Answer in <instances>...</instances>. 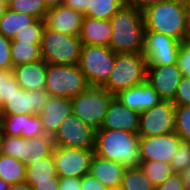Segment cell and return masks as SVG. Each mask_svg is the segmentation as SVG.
Returning a JSON list of instances; mask_svg holds the SVG:
<instances>
[{"instance_id": "obj_1", "label": "cell", "mask_w": 190, "mask_h": 190, "mask_svg": "<svg viewBox=\"0 0 190 190\" xmlns=\"http://www.w3.org/2000/svg\"><path fill=\"white\" fill-rule=\"evenodd\" d=\"M145 31H153L178 41L190 38V16L183 0H166L143 11Z\"/></svg>"}, {"instance_id": "obj_2", "label": "cell", "mask_w": 190, "mask_h": 190, "mask_svg": "<svg viewBox=\"0 0 190 190\" xmlns=\"http://www.w3.org/2000/svg\"><path fill=\"white\" fill-rule=\"evenodd\" d=\"M112 37L109 48L117 54H139L144 47L143 12L127 2L110 19Z\"/></svg>"}, {"instance_id": "obj_3", "label": "cell", "mask_w": 190, "mask_h": 190, "mask_svg": "<svg viewBox=\"0 0 190 190\" xmlns=\"http://www.w3.org/2000/svg\"><path fill=\"white\" fill-rule=\"evenodd\" d=\"M137 133L125 130H96L94 154L125 168L139 167L141 164Z\"/></svg>"}, {"instance_id": "obj_4", "label": "cell", "mask_w": 190, "mask_h": 190, "mask_svg": "<svg viewBox=\"0 0 190 190\" xmlns=\"http://www.w3.org/2000/svg\"><path fill=\"white\" fill-rule=\"evenodd\" d=\"M147 63L142 53L117 54L107 82L102 86L112 95L146 81Z\"/></svg>"}, {"instance_id": "obj_5", "label": "cell", "mask_w": 190, "mask_h": 190, "mask_svg": "<svg viewBox=\"0 0 190 190\" xmlns=\"http://www.w3.org/2000/svg\"><path fill=\"white\" fill-rule=\"evenodd\" d=\"M80 36H72L48 29L42 34L41 59L47 64L78 65L82 49Z\"/></svg>"}, {"instance_id": "obj_6", "label": "cell", "mask_w": 190, "mask_h": 190, "mask_svg": "<svg viewBox=\"0 0 190 190\" xmlns=\"http://www.w3.org/2000/svg\"><path fill=\"white\" fill-rule=\"evenodd\" d=\"M89 86L78 65L47 64L45 90L49 96L72 99Z\"/></svg>"}, {"instance_id": "obj_7", "label": "cell", "mask_w": 190, "mask_h": 190, "mask_svg": "<svg viewBox=\"0 0 190 190\" xmlns=\"http://www.w3.org/2000/svg\"><path fill=\"white\" fill-rule=\"evenodd\" d=\"M114 97L103 87L89 86L84 92L71 99L73 114L93 129L99 130Z\"/></svg>"}, {"instance_id": "obj_8", "label": "cell", "mask_w": 190, "mask_h": 190, "mask_svg": "<svg viewBox=\"0 0 190 190\" xmlns=\"http://www.w3.org/2000/svg\"><path fill=\"white\" fill-rule=\"evenodd\" d=\"M115 58L116 53L109 47L83 45L78 66L90 86L102 87L110 77Z\"/></svg>"}, {"instance_id": "obj_9", "label": "cell", "mask_w": 190, "mask_h": 190, "mask_svg": "<svg viewBox=\"0 0 190 190\" xmlns=\"http://www.w3.org/2000/svg\"><path fill=\"white\" fill-rule=\"evenodd\" d=\"M176 106L172 101H161L139 113L138 135L158 136L175 132Z\"/></svg>"}, {"instance_id": "obj_10", "label": "cell", "mask_w": 190, "mask_h": 190, "mask_svg": "<svg viewBox=\"0 0 190 190\" xmlns=\"http://www.w3.org/2000/svg\"><path fill=\"white\" fill-rule=\"evenodd\" d=\"M95 132L90 125L75 114H70L61 123L52 137L54 146L72 147L94 151Z\"/></svg>"}, {"instance_id": "obj_11", "label": "cell", "mask_w": 190, "mask_h": 190, "mask_svg": "<svg viewBox=\"0 0 190 190\" xmlns=\"http://www.w3.org/2000/svg\"><path fill=\"white\" fill-rule=\"evenodd\" d=\"M180 41L153 31H145L142 54L147 67L177 64Z\"/></svg>"}, {"instance_id": "obj_12", "label": "cell", "mask_w": 190, "mask_h": 190, "mask_svg": "<svg viewBox=\"0 0 190 190\" xmlns=\"http://www.w3.org/2000/svg\"><path fill=\"white\" fill-rule=\"evenodd\" d=\"M52 154L58 177L82 178L89 174L94 151L54 146Z\"/></svg>"}, {"instance_id": "obj_13", "label": "cell", "mask_w": 190, "mask_h": 190, "mask_svg": "<svg viewBox=\"0 0 190 190\" xmlns=\"http://www.w3.org/2000/svg\"><path fill=\"white\" fill-rule=\"evenodd\" d=\"M182 140L175 133L140 137L139 152L141 162L159 161L170 164Z\"/></svg>"}, {"instance_id": "obj_14", "label": "cell", "mask_w": 190, "mask_h": 190, "mask_svg": "<svg viewBox=\"0 0 190 190\" xmlns=\"http://www.w3.org/2000/svg\"><path fill=\"white\" fill-rule=\"evenodd\" d=\"M181 79L177 64L147 67L146 80L163 101H173Z\"/></svg>"}, {"instance_id": "obj_15", "label": "cell", "mask_w": 190, "mask_h": 190, "mask_svg": "<svg viewBox=\"0 0 190 190\" xmlns=\"http://www.w3.org/2000/svg\"><path fill=\"white\" fill-rule=\"evenodd\" d=\"M49 98L44 90L19 89L1 107L0 114L38 115Z\"/></svg>"}, {"instance_id": "obj_16", "label": "cell", "mask_w": 190, "mask_h": 190, "mask_svg": "<svg viewBox=\"0 0 190 190\" xmlns=\"http://www.w3.org/2000/svg\"><path fill=\"white\" fill-rule=\"evenodd\" d=\"M84 15L65 5L48 8L44 17L45 26L56 32L80 36Z\"/></svg>"}, {"instance_id": "obj_17", "label": "cell", "mask_w": 190, "mask_h": 190, "mask_svg": "<svg viewBox=\"0 0 190 190\" xmlns=\"http://www.w3.org/2000/svg\"><path fill=\"white\" fill-rule=\"evenodd\" d=\"M4 134L32 138L45 135L39 115L0 114Z\"/></svg>"}, {"instance_id": "obj_18", "label": "cell", "mask_w": 190, "mask_h": 190, "mask_svg": "<svg viewBox=\"0 0 190 190\" xmlns=\"http://www.w3.org/2000/svg\"><path fill=\"white\" fill-rule=\"evenodd\" d=\"M73 114V102L65 97L49 96L47 102L38 114L45 135L54 136L60 126V123Z\"/></svg>"}, {"instance_id": "obj_19", "label": "cell", "mask_w": 190, "mask_h": 190, "mask_svg": "<svg viewBox=\"0 0 190 190\" xmlns=\"http://www.w3.org/2000/svg\"><path fill=\"white\" fill-rule=\"evenodd\" d=\"M139 112L131 110L114 97L99 130H125L138 133Z\"/></svg>"}, {"instance_id": "obj_20", "label": "cell", "mask_w": 190, "mask_h": 190, "mask_svg": "<svg viewBox=\"0 0 190 190\" xmlns=\"http://www.w3.org/2000/svg\"><path fill=\"white\" fill-rule=\"evenodd\" d=\"M115 97L123 105L139 113L152 108L162 101L147 80L140 85L120 91Z\"/></svg>"}, {"instance_id": "obj_21", "label": "cell", "mask_w": 190, "mask_h": 190, "mask_svg": "<svg viewBox=\"0 0 190 190\" xmlns=\"http://www.w3.org/2000/svg\"><path fill=\"white\" fill-rule=\"evenodd\" d=\"M14 78L21 89L44 90L46 86L47 63L42 59L12 68Z\"/></svg>"}, {"instance_id": "obj_22", "label": "cell", "mask_w": 190, "mask_h": 190, "mask_svg": "<svg viewBox=\"0 0 190 190\" xmlns=\"http://www.w3.org/2000/svg\"><path fill=\"white\" fill-rule=\"evenodd\" d=\"M125 169L119 162L104 159L94 154L89 174L98 179L106 188H116L121 186Z\"/></svg>"}, {"instance_id": "obj_23", "label": "cell", "mask_w": 190, "mask_h": 190, "mask_svg": "<svg viewBox=\"0 0 190 190\" xmlns=\"http://www.w3.org/2000/svg\"><path fill=\"white\" fill-rule=\"evenodd\" d=\"M110 20L83 18L80 40L83 45H99L109 47L112 37Z\"/></svg>"}, {"instance_id": "obj_24", "label": "cell", "mask_w": 190, "mask_h": 190, "mask_svg": "<svg viewBox=\"0 0 190 190\" xmlns=\"http://www.w3.org/2000/svg\"><path fill=\"white\" fill-rule=\"evenodd\" d=\"M51 178H59L56 173L53 154L38 160H29L26 164L25 182L32 186L35 182L51 181Z\"/></svg>"}, {"instance_id": "obj_25", "label": "cell", "mask_w": 190, "mask_h": 190, "mask_svg": "<svg viewBox=\"0 0 190 190\" xmlns=\"http://www.w3.org/2000/svg\"><path fill=\"white\" fill-rule=\"evenodd\" d=\"M36 20L31 15L19 13L7 7L0 17V33L12 40L17 32L27 28L28 25H31Z\"/></svg>"}, {"instance_id": "obj_26", "label": "cell", "mask_w": 190, "mask_h": 190, "mask_svg": "<svg viewBox=\"0 0 190 190\" xmlns=\"http://www.w3.org/2000/svg\"><path fill=\"white\" fill-rule=\"evenodd\" d=\"M0 178L9 184H19L26 180V165L5 154L0 153Z\"/></svg>"}, {"instance_id": "obj_27", "label": "cell", "mask_w": 190, "mask_h": 190, "mask_svg": "<svg viewBox=\"0 0 190 190\" xmlns=\"http://www.w3.org/2000/svg\"><path fill=\"white\" fill-rule=\"evenodd\" d=\"M41 44L11 41V59L13 67L41 60Z\"/></svg>"}, {"instance_id": "obj_28", "label": "cell", "mask_w": 190, "mask_h": 190, "mask_svg": "<svg viewBox=\"0 0 190 190\" xmlns=\"http://www.w3.org/2000/svg\"><path fill=\"white\" fill-rule=\"evenodd\" d=\"M126 3V0H88L85 17L110 20L113 15Z\"/></svg>"}, {"instance_id": "obj_29", "label": "cell", "mask_w": 190, "mask_h": 190, "mask_svg": "<svg viewBox=\"0 0 190 190\" xmlns=\"http://www.w3.org/2000/svg\"><path fill=\"white\" fill-rule=\"evenodd\" d=\"M1 153L11 156L26 165L30 158L28 155V138L4 134Z\"/></svg>"}, {"instance_id": "obj_30", "label": "cell", "mask_w": 190, "mask_h": 190, "mask_svg": "<svg viewBox=\"0 0 190 190\" xmlns=\"http://www.w3.org/2000/svg\"><path fill=\"white\" fill-rule=\"evenodd\" d=\"M120 188L121 190H155L140 167L125 169Z\"/></svg>"}, {"instance_id": "obj_31", "label": "cell", "mask_w": 190, "mask_h": 190, "mask_svg": "<svg viewBox=\"0 0 190 190\" xmlns=\"http://www.w3.org/2000/svg\"><path fill=\"white\" fill-rule=\"evenodd\" d=\"M139 167L154 187L162 184L172 173L170 164L159 161L141 162Z\"/></svg>"}, {"instance_id": "obj_32", "label": "cell", "mask_w": 190, "mask_h": 190, "mask_svg": "<svg viewBox=\"0 0 190 190\" xmlns=\"http://www.w3.org/2000/svg\"><path fill=\"white\" fill-rule=\"evenodd\" d=\"M54 148L53 138L49 135L28 138L29 160L46 158L52 154Z\"/></svg>"}, {"instance_id": "obj_33", "label": "cell", "mask_w": 190, "mask_h": 190, "mask_svg": "<svg viewBox=\"0 0 190 190\" xmlns=\"http://www.w3.org/2000/svg\"><path fill=\"white\" fill-rule=\"evenodd\" d=\"M9 9L44 20L48 7L45 0H13Z\"/></svg>"}, {"instance_id": "obj_34", "label": "cell", "mask_w": 190, "mask_h": 190, "mask_svg": "<svg viewBox=\"0 0 190 190\" xmlns=\"http://www.w3.org/2000/svg\"><path fill=\"white\" fill-rule=\"evenodd\" d=\"M44 28V20L37 19L31 25H28L27 28L17 32L11 41H18L30 44H41Z\"/></svg>"}, {"instance_id": "obj_35", "label": "cell", "mask_w": 190, "mask_h": 190, "mask_svg": "<svg viewBox=\"0 0 190 190\" xmlns=\"http://www.w3.org/2000/svg\"><path fill=\"white\" fill-rule=\"evenodd\" d=\"M175 133L182 142L190 143V105L176 106Z\"/></svg>"}, {"instance_id": "obj_36", "label": "cell", "mask_w": 190, "mask_h": 190, "mask_svg": "<svg viewBox=\"0 0 190 190\" xmlns=\"http://www.w3.org/2000/svg\"><path fill=\"white\" fill-rule=\"evenodd\" d=\"M19 89L12 69L0 70V107Z\"/></svg>"}, {"instance_id": "obj_37", "label": "cell", "mask_w": 190, "mask_h": 190, "mask_svg": "<svg viewBox=\"0 0 190 190\" xmlns=\"http://www.w3.org/2000/svg\"><path fill=\"white\" fill-rule=\"evenodd\" d=\"M190 165V143L181 142L174 153L170 168L172 173H181Z\"/></svg>"}, {"instance_id": "obj_38", "label": "cell", "mask_w": 190, "mask_h": 190, "mask_svg": "<svg viewBox=\"0 0 190 190\" xmlns=\"http://www.w3.org/2000/svg\"><path fill=\"white\" fill-rule=\"evenodd\" d=\"M177 65L182 73V77L190 78V38L180 42Z\"/></svg>"}, {"instance_id": "obj_39", "label": "cell", "mask_w": 190, "mask_h": 190, "mask_svg": "<svg viewBox=\"0 0 190 190\" xmlns=\"http://www.w3.org/2000/svg\"><path fill=\"white\" fill-rule=\"evenodd\" d=\"M13 68L11 59V39L0 33V70Z\"/></svg>"}, {"instance_id": "obj_40", "label": "cell", "mask_w": 190, "mask_h": 190, "mask_svg": "<svg viewBox=\"0 0 190 190\" xmlns=\"http://www.w3.org/2000/svg\"><path fill=\"white\" fill-rule=\"evenodd\" d=\"M175 106L190 105V78L182 77L172 101Z\"/></svg>"}, {"instance_id": "obj_41", "label": "cell", "mask_w": 190, "mask_h": 190, "mask_svg": "<svg viewBox=\"0 0 190 190\" xmlns=\"http://www.w3.org/2000/svg\"><path fill=\"white\" fill-rule=\"evenodd\" d=\"M155 190H186L185 184L180 173H171V175Z\"/></svg>"}, {"instance_id": "obj_42", "label": "cell", "mask_w": 190, "mask_h": 190, "mask_svg": "<svg viewBox=\"0 0 190 190\" xmlns=\"http://www.w3.org/2000/svg\"><path fill=\"white\" fill-rule=\"evenodd\" d=\"M107 188L90 174L81 178V190H106Z\"/></svg>"}, {"instance_id": "obj_43", "label": "cell", "mask_w": 190, "mask_h": 190, "mask_svg": "<svg viewBox=\"0 0 190 190\" xmlns=\"http://www.w3.org/2000/svg\"><path fill=\"white\" fill-rule=\"evenodd\" d=\"M59 190H81V178L59 177Z\"/></svg>"}, {"instance_id": "obj_44", "label": "cell", "mask_w": 190, "mask_h": 190, "mask_svg": "<svg viewBox=\"0 0 190 190\" xmlns=\"http://www.w3.org/2000/svg\"><path fill=\"white\" fill-rule=\"evenodd\" d=\"M33 190H59V178H51V181L35 182Z\"/></svg>"}, {"instance_id": "obj_45", "label": "cell", "mask_w": 190, "mask_h": 190, "mask_svg": "<svg viewBox=\"0 0 190 190\" xmlns=\"http://www.w3.org/2000/svg\"><path fill=\"white\" fill-rule=\"evenodd\" d=\"M163 1H166V0H126V2L129 5L134 6L137 10L141 12Z\"/></svg>"}, {"instance_id": "obj_46", "label": "cell", "mask_w": 190, "mask_h": 190, "mask_svg": "<svg viewBox=\"0 0 190 190\" xmlns=\"http://www.w3.org/2000/svg\"><path fill=\"white\" fill-rule=\"evenodd\" d=\"M64 5L84 14L88 8V0H65Z\"/></svg>"}, {"instance_id": "obj_47", "label": "cell", "mask_w": 190, "mask_h": 190, "mask_svg": "<svg viewBox=\"0 0 190 190\" xmlns=\"http://www.w3.org/2000/svg\"><path fill=\"white\" fill-rule=\"evenodd\" d=\"M182 180L185 184L186 190H190V165L181 173Z\"/></svg>"}, {"instance_id": "obj_48", "label": "cell", "mask_w": 190, "mask_h": 190, "mask_svg": "<svg viewBox=\"0 0 190 190\" xmlns=\"http://www.w3.org/2000/svg\"><path fill=\"white\" fill-rule=\"evenodd\" d=\"M9 190H33L26 182L10 185Z\"/></svg>"}, {"instance_id": "obj_49", "label": "cell", "mask_w": 190, "mask_h": 190, "mask_svg": "<svg viewBox=\"0 0 190 190\" xmlns=\"http://www.w3.org/2000/svg\"><path fill=\"white\" fill-rule=\"evenodd\" d=\"M48 8L64 5L65 0H45Z\"/></svg>"}, {"instance_id": "obj_50", "label": "cell", "mask_w": 190, "mask_h": 190, "mask_svg": "<svg viewBox=\"0 0 190 190\" xmlns=\"http://www.w3.org/2000/svg\"><path fill=\"white\" fill-rule=\"evenodd\" d=\"M10 185L11 184H9L8 182H6L0 178V190H9Z\"/></svg>"}, {"instance_id": "obj_51", "label": "cell", "mask_w": 190, "mask_h": 190, "mask_svg": "<svg viewBox=\"0 0 190 190\" xmlns=\"http://www.w3.org/2000/svg\"><path fill=\"white\" fill-rule=\"evenodd\" d=\"M3 137H4V130H3V126L0 122V153H1V148H2Z\"/></svg>"}, {"instance_id": "obj_52", "label": "cell", "mask_w": 190, "mask_h": 190, "mask_svg": "<svg viewBox=\"0 0 190 190\" xmlns=\"http://www.w3.org/2000/svg\"><path fill=\"white\" fill-rule=\"evenodd\" d=\"M7 6L0 1V17L4 14Z\"/></svg>"}, {"instance_id": "obj_53", "label": "cell", "mask_w": 190, "mask_h": 190, "mask_svg": "<svg viewBox=\"0 0 190 190\" xmlns=\"http://www.w3.org/2000/svg\"><path fill=\"white\" fill-rule=\"evenodd\" d=\"M183 3L188 11V14L190 16V0H183Z\"/></svg>"}, {"instance_id": "obj_54", "label": "cell", "mask_w": 190, "mask_h": 190, "mask_svg": "<svg viewBox=\"0 0 190 190\" xmlns=\"http://www.w3.org/2000/svg\"><path fill=\"white\" fill-rule=\"evenodd\" d=\"M7 7L13 2V0H0Z\"/></svg>"}, {"instance_id": "obj_55", "label": "cell", "mask_w": 190, "mask_h": 190, "mask_svg": "<svg viewBox=\"0 0 190 190\" xmlns=\"http://www.w3.org/2000/svg\"><path fill=\"white\" fill-rule=\"evenodd\" d=\"M106 190H121L120 187H116V188H107Z\"/></svg>"}]
</instances>
